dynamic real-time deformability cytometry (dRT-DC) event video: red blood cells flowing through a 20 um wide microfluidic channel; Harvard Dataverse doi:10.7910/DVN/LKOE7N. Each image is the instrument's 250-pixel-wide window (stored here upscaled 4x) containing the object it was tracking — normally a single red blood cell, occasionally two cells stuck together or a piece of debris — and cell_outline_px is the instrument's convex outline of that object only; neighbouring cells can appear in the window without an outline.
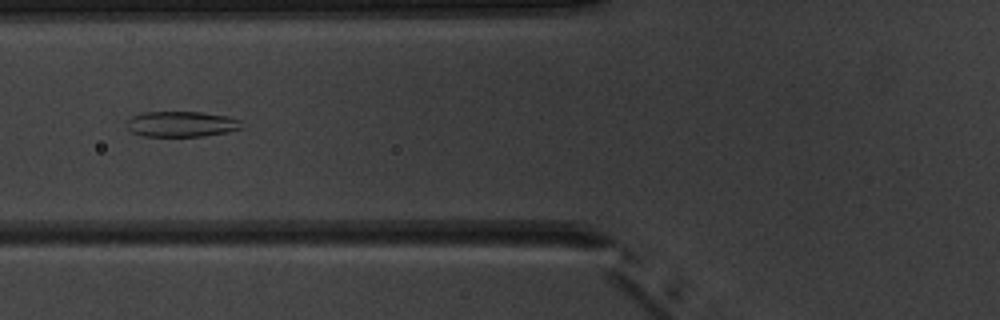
{"species": "common noctule bat (a hibernating species)", "species_latin": "Nyctalus noctula", "temperature_condition": "warm", "stored_images_in_passage": 5, "camera_frame_rate_fps": 3000, "um_per_image_px": 0.085, "animal": {"sex": "male", "body_mass_g": 20.1, "forearm_length_mm": 53.5}, "frame": {"image": 1, "passage_image": 5, "time_ms": 4.667, "image_size_px": [1000, 320], "cell_outline_px": [[244, 128], [228, 132], [204, 136], [144, 136], [132, 132], [128, 128], [128, 120], [132, 116], [144, 112], [200, 112], [228, 116], [240, 120]], "centroid_in_image_um": [15.47, 10.55], "position_along_channel_um": 110.3, "area_um2": 17.11}}